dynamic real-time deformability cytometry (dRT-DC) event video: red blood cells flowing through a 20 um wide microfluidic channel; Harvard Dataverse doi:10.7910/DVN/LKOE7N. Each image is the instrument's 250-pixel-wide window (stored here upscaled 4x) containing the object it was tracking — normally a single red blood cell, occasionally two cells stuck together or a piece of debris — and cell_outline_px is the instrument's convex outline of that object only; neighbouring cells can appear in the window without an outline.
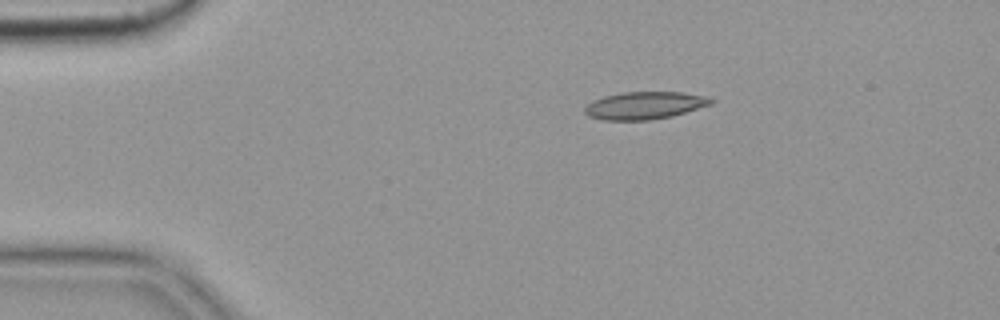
{"species": "common noctule bat (a hibernating species)", "species_latin": "Nyctalus noctula", "temperature_condition": "cold", "stored_images_in_passage": 6, "camera_frame_rate_fps": 3000, "um_per_image_px": 0.085, "animal": {"sex": "female", "body_mass_g": 19.9}, "frame": {"image": 1, "passage_image": 3, "time_ms": 0.667, "image_size_px": [1000, 320], "cell_outline_px": [[716, 100], [712, 104], [672, 116], [652, 120], [604, 120], [588, 116], [584, 112], [584, 108], [592, 100], [604, 96], [624, 92], [680, 92], [708, 96]], "centroid_in_image_um": [54.81, 8.96], "position_along_channel_um": 30.2, "area_um2": 20.35}}